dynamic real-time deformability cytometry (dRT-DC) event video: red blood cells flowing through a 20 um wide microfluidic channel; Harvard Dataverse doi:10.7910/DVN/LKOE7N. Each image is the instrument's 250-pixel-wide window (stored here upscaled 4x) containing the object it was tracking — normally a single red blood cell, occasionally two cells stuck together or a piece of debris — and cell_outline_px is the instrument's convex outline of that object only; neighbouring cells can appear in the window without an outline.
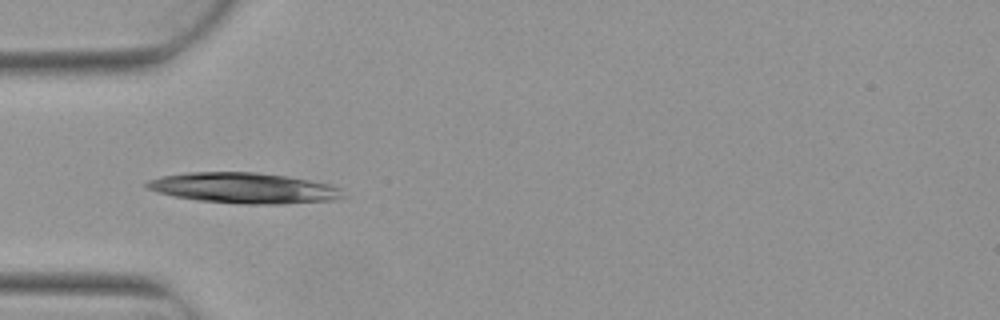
{"species": "Egyptian fruit bat (a non-hibernating species)", "species_latin": "Rousettus aegyptiacus", "temperature_condition": "warm", "stored_images_in_passage": 3, "camera_frame_rate_fps": 3000, "um_per_image_px": 0.085, "animal": {"sex": "female"}, "frame": {"image": 1, "passage_image": 2, "time_ms": 0.333, "image_size_px": [1000, 320], "cell_outline_px": [[344, 196], [332, 200], [284, 204], [244, 204], [196, 200], [172, 196], [156, 192], [148, 188], [144, 184], [148, 180], [160, 176], [188, 172], [256, 172], [288, 176], [332, 184], [340, 188]], "centroid_in_image_um": [20.71, 15.98], "position_along_channel_um": 64.3, "area_um2": 35.2}}
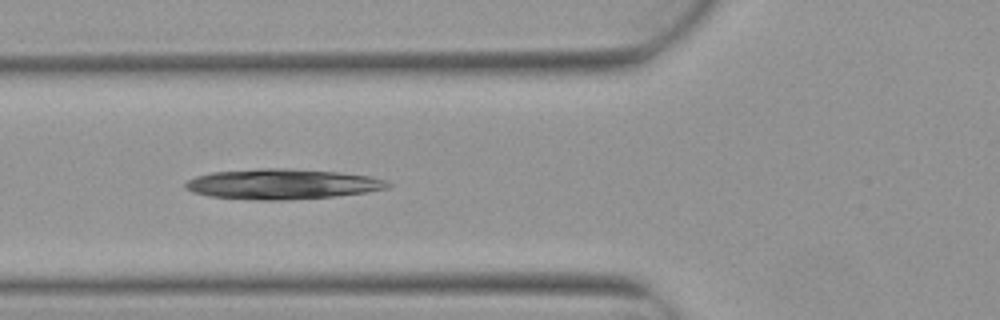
{"frame": {"image": 2, "passage_image": 3, "time_ms": 0.667, "image_size_px": [1000, 320], "cell_outline_px": [[392, 184], [388, 188], [368, 192], [332, 196], [288, 200], [264, 200], [208, 196], [192, 192], [184, 188], [184, 184], [188, 180], [196, 176], [212, 172], [260, 168], [288, 168], [340, 172], [372, 176], [388, 180]], "centroid_in_image_um": [24.02, 15.64], "position_along_channel_um": 101.8, "area_um2": 35.89}}